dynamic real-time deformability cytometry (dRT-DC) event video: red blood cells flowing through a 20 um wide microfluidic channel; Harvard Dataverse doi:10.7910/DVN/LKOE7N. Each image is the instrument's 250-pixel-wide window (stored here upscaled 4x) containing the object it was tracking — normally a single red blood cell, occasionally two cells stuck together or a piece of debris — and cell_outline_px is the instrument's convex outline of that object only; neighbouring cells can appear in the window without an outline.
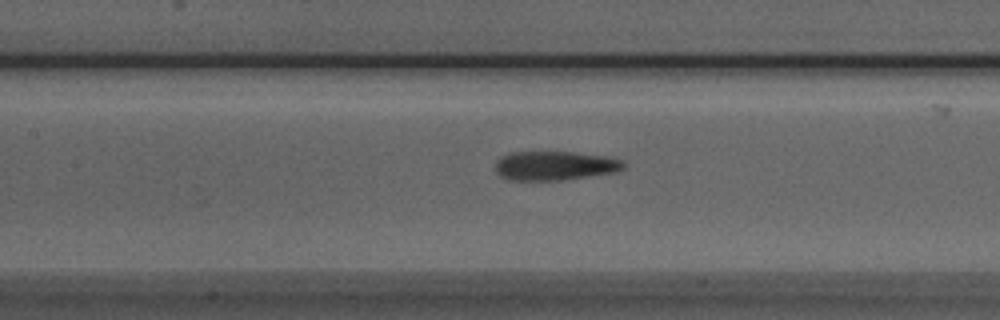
{"species": "Egyptian fruit bat (a non-hibernating species)", "species_latin": "Rousettus aegyptiacus", "temperature_condition": "room temperature", "stored_images_in_passage": 33, "camera_frame_rate_fps": 3000, "um_per_image_px": 0.085, "animal": {"sex": "male"}, "frame": {"image": 1, "passage_image": 8, "time_ms": 2.333, "image_size_px": [1000, 320], "cell_outline_px": [[628, 164], [624, 168], [616, 172], [560, 180], [508, 180], [500, 176], [496, 172], [496, 160], [500, 156], [512, 152], [572, 152], [612, 156], [624, 160]], "centroid_in_image_um": [47.2, 14.07], "position_along_channel_um": 160.2, "area_um2": 22.08}}
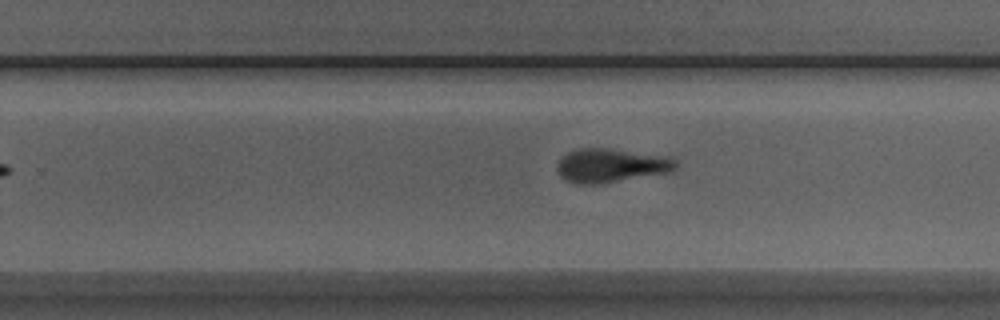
{"frame": {"image": 2, "passage_image": 17, "time_ms": 5.333, "image_size_px": [1000, 320], "cell_outline_px": [[676, 168], [672, 172], [600, 184], [580, 184], [568, 180], [560, 176], [556, 168], [556, 164], [568, 152], [580, 148], [608, 148], [672, 156], [676, 160]], "centroid_in_image_um": [51.99, 14.06], "position_along_channel_um": 277.8, "area_um2": 23.64}}
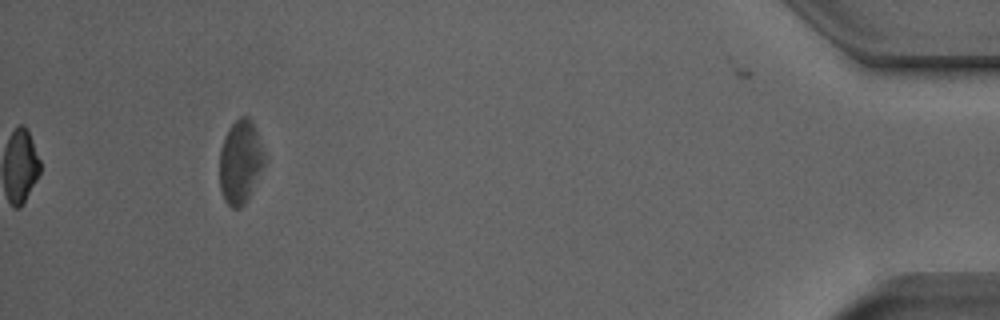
{"frame": {"image": 3, "passage_image": 33, "time_ms": 10.667, "image_size_px": [1000, 320], "cell_outline_px": [[264, 164], [252, 192], [248, 200], [240, 208], [232, 208], [224, 200], [220, 188], [220, 148], [228, 128], [240, 116], [248, 116], [252, 120], [256, 128], [260, 140], [264, 156]], "centroid_in_image_um": [20.42, 13.76], "position_along_channel_um": 414.8, "area_um2": 21.91}, "authors_computed_cell_mechanics": {"area_um2": 23.1778, "velocity_mm_per_s": 3.9412, "shape_relaxation_time_tau1_ms": 5.5808, "shape_relaxation_time_tau2_ms": 3.3597, "deformation_change_tau1": 0.1654, "deformation_change_tau2": 0.1136}}